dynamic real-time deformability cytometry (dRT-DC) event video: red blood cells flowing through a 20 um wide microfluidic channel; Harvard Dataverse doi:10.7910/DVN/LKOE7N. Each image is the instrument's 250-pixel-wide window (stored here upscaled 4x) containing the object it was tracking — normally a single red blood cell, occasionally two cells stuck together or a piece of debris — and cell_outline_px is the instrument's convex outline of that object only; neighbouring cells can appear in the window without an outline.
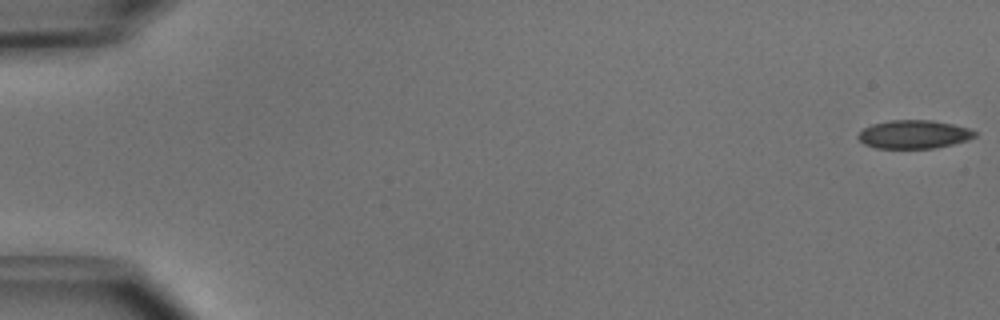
{"species": "common noctule bat (a hibernating species)", "species_latin": "Nyctalus noctula", "temperature_condition": "cold", "stored_images_in_passage": 51, "camera_frame_rate_fps": 3000, "um_per_image_px": 0.085, "animal": {"sex": "male", "body_mass_g": 15.6}, "frame": {"image": 1, "passage_image": 1, "time_ms": 0.0, "image_size_px": [1000, 320], "cell_outline_px": [[976, 136], [968, 140], [936, 148], [876, 148], [864, 144], [856, 136], [864, 128], [872, 124], [892, 120], [932, 120], [952, 124], [968, 128], [976, 132]], "centroid_in_image_um": [77.68, 11.42], "position_along_channel_um": 7.3, "area_um2": 19.25}}
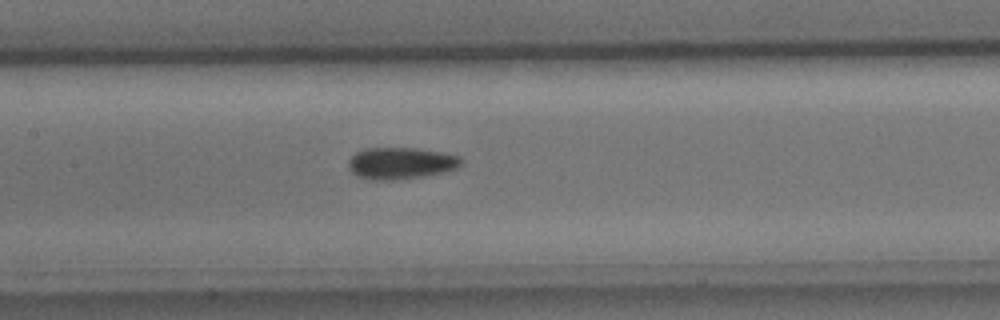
{"frame": {"image": 2, "passage_image": 25, "time_ms": 8.0, "image_size_px": [1000, 320], "cell_outline_px": [[464, 164], [456, 168], [444, 172], [424, 176], [396, 180], [368, 180], [352, 172], [348, 168], [348, 160], [356, 152], [364, 148], [416, 148], [440, 152], [460, 156], [464, 160]], "centroid_in_image_um": [34.08, 13.87], "position_along_channel_um": 173.3, "area_um2": 21.04}}
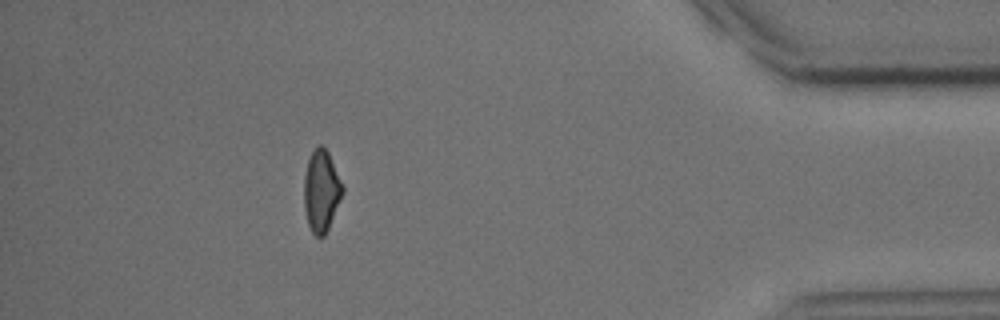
{"frame": {"image": 3, "passage_image": 46, "time_ms": 15.0, "image_size_px": [1000, 320], "cell_outline_px": [[344, 192], [328, 228], [324, 236], [316, 236], [312, 232], [308, 224], [304, 208], [304, 176], [308, 160], [312, 152], [320, 144], [328, 152], [344, 184]], "centroid_in_image_um": [27.33, 16.22], "position_along_channel_um": 407.9, "area_um2": 18.32}, "authors_computed_cell_mechanics": {"area_um2": 19.8832, "velocity_mm_per_s": 3.9878, "shape_relaxation_time_tau1_ms": 5.0549, "shape_relaxation_time_tau2_ms": 5.8661, "deformation_change_tau1": 0.1029, "deformation_change_tau2": 0.1157}}